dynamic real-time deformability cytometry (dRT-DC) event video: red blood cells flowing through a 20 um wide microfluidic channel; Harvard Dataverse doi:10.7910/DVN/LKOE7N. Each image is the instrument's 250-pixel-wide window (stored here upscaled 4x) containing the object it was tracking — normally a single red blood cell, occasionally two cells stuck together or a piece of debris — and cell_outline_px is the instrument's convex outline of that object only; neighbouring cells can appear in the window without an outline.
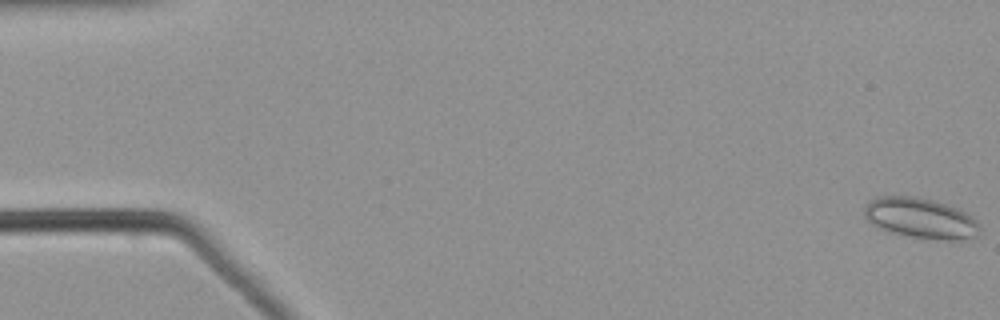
{"species": "common noctule bat (a hibernating species)", "species_latin": "Nyctalus noctula", "temperature_condition": "warm", "stored_images_in_passage": 55, "camera_frame_rate_fps": 3000, "um_per_image_px": 0.085, "animal": {"sex": "male", "body_mass_g": 21.5, "forearm_length_mm": 52.0}, "frame": {"image": 1, "passage_image": 1, "time_ms": 0.0, "image_size_px": [1000, 320], "cell_outline_px": [[980, 228], [976, 236], [960, 240], [936, 240], [884, 232], [872, 224], [864, 216], [864, 204], [868, 200], [880, 196], [916, 196], [932, 200], [956, 208], [972, 216], [980, 224]], "centroid_in_image_um": [78.2, 18.55], "position_along_channel_um": 6.8, "area_um2": 27.51}}
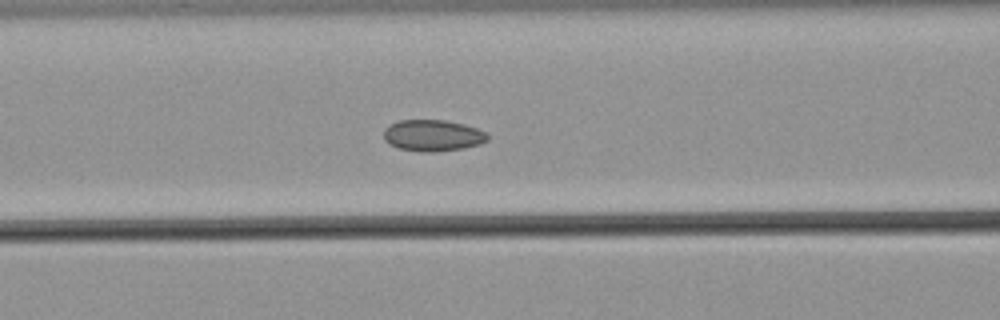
{"frame": {"image": 2, "passage_image": 24, "time_ms": 7.667, "image_size_px": [1000, 320], "cell_outline_px": [[488, 140], [480, 144], [464, 148], [436, 152], [420, 152], [400, 148], [388, 144], [384, 140], [384, 128], [388, 124], [400, 120], [444, 120], [464, 124], [476, 128], [484, 132], [488, 136]], "centroid_in_image_um": [36.75, 11.52], "position_along_channel_um": 129.8, "area_um2": 19.13}}
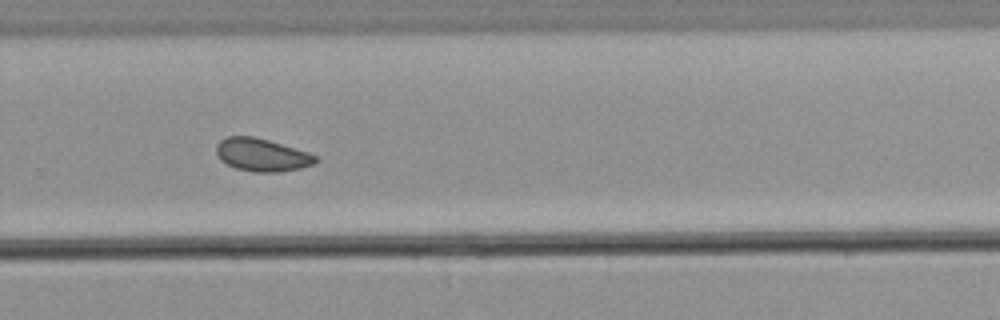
{"frame": {"image": 3, "passage_image": 38, "time_ms": 12.333, "image_size_px": [1000, 320], "cell_outline_px": [[320, 160], [316, 164], [300, 168], [280, 172], [252, 172], [236, 168], [220, 160], [216, 152], [216, 144], [220, 140], [228, 136], [252, 136], [268, 140], [308, 152], [316, 156]], "centroid_in_image_um": [22.27, 13.17], "position_along_channel_um": 307.5, "area_um2": 19.07}}